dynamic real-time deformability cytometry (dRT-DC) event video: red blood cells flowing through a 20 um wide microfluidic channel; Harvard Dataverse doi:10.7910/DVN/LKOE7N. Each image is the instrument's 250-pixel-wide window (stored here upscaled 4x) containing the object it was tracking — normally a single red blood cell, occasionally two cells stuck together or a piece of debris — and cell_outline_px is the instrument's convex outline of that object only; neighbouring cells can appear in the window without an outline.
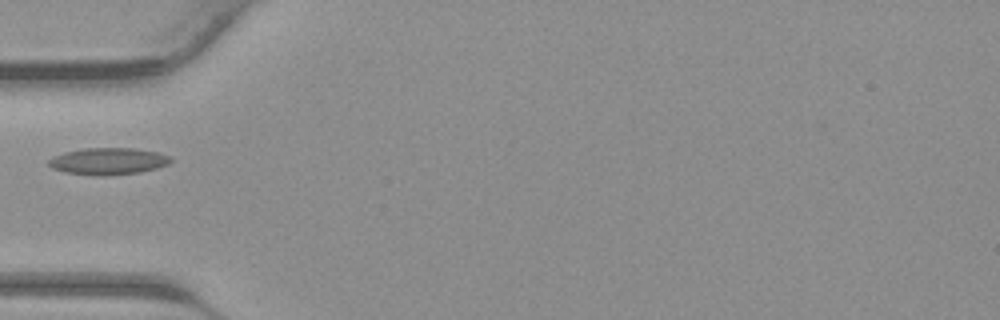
{"species": "common noctule bat (a hibernating species)", "species_latin": "Nyctalus noctula", "temperature_condition": "warm", "stored_images_in_passage": 6, "camera_frame_rate_fps": 3000, "um_per_image_px": 0.085, "animal": {"sex": "male", "body_mass_g": 23.1, "forearm_length_mm": 52.7}, "frame": {"image": 1, "passage_image": 1, "time_ms": 0.0, "image_size_px": [1000, 320], "cell_outline_px": [[172, 160], [168, 164], [156, 168], [140, 172], [64, 172], [52, 168], [48, 164], [48, 160], [52, 156], [64, 152], [84, 148], [132, 148], [160, 152], [168, 156]], "centroid_in_image_um": [9.2, 13.63], "position_along_channel_um": 75.8, "area_um2": 17.98}}